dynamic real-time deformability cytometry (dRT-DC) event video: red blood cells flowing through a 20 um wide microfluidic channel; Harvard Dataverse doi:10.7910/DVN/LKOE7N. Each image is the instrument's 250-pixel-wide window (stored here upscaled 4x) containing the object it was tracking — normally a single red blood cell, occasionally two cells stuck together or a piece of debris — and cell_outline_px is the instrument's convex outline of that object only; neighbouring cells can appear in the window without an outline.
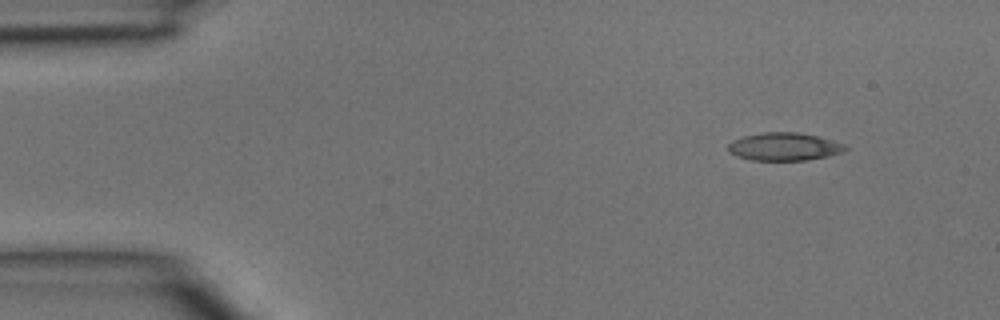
{"species": "common noctule bat (a hibernating species)", "species_latin": "Nyctalus noctula", "temperature_condition": "room temperature", "stored_images_in_passage": 3, "segment_of_instrument_passage": [2, 2], "camera_frame_rate_fps": 3000, "um_per_image_px": 0.085, "animal": {"sex": "male", "body_mass_g": 15.6}, "frame": {"image": 1, "passage_image": 3, "time_ms": 0.667, "image_size_px": [1000, 320], "cell_outline_px": [[848, 148], [844, 152], [828, 156], [808, 160], [752, 160], [736, 156], [728, 152], [728, 144], [732, 140], [744, 136], [760, 132], [796, 132], [816, 136], [844, 144]], "centroid_in_image_um": [66.63, 12.47], "position_along_channel_um": 18.4, "area_um2": 19.07}}